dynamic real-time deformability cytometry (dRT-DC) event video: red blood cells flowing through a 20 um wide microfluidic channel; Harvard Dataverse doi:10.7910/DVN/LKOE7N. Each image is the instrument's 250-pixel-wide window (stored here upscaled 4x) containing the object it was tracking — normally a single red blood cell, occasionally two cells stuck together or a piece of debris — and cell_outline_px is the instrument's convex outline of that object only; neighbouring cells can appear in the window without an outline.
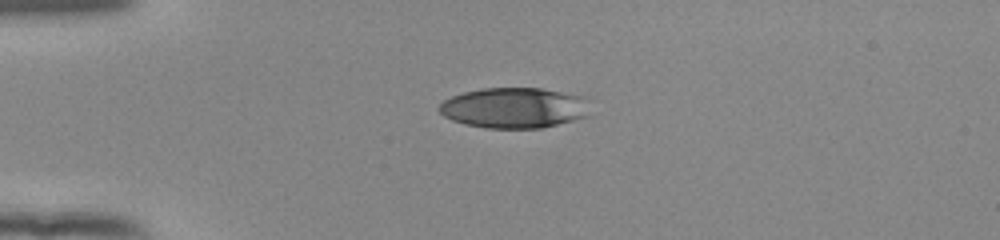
{"species": "human", "species_latin": "Homo sapiens", "temperature_condition": "room temperature", "stored_images_in_passage": 41, "camera_frame_rate_fps": 3000, "um_per_image_px": 0.085, "donor": {"sex": "female"}, "frame": {"image": 1, "passage_image": 1, "time_ms": 0.0, "image_size_px": [1000, 240], "cell_outline_px": [[588, 116], [544, 128], [484, 128], [464, 124], [452, 120], [444, 116], [436, 108], [444, 100], [452, 96], [464, 92], [480, 88], [540, 88], [588, 96]], "centroid_in_image_um": [43.72, 9.16], "position_along_channel_um": 41.3, "area_um2": 36.07}}
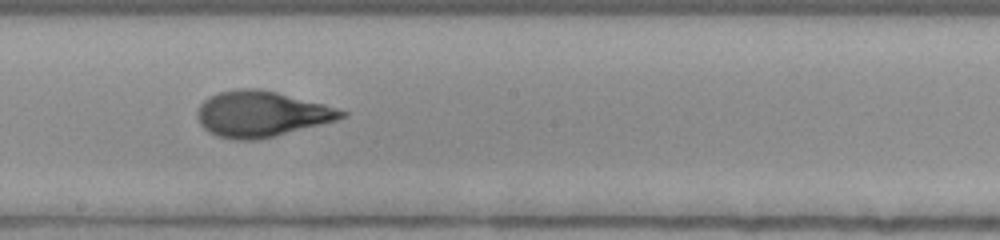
{"frame": {"image": 2, "passage_image": 18, "time_ms": 5.667, "image_size_px": [1000, 240], "cell_outline_px": [[348, 116], [336, 120], [256, 140], [236, 140], [216, 136], [208, 132], [200, 124], [196, 116], [196, 112], [200, 104], [204, 100], [220, 92], [236, 88], [260, 88], [324, 104], [348, 112]], "centroid_in_image_um": [22.18, 9.68], "position_along_channel_um": 226.0, "area_um2": 38.21}}
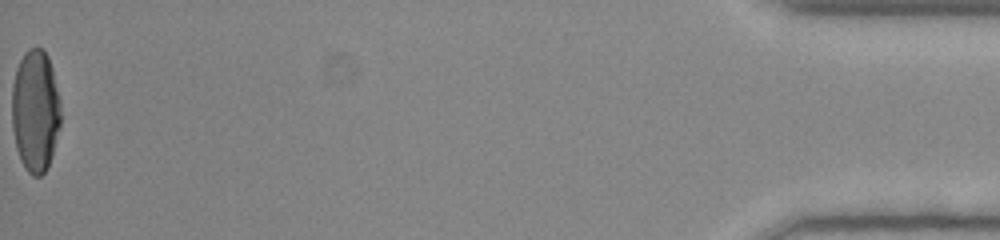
{"frame": {"image": 3, "passage_image": 41, "time_ms": 13.333, "image_size_px": [1000, 240], "cell_outline_px": [[60, 124], [52, 156], [48, 168], [40, 176], [32, 176], [24, 168], [20, 160], [16, 148], [12, 128], [12, 84], [16, 68], [24, 52], [28, 48], [44, 48], [48, 56], [52, 68], [60, 100]], "centroid_in_image_um": [2.99, 9.42], "position_along_channel_um": 432.2, "area_um2": 35.2}, "authors_computed_cell_mechanics": {"area_um2": 36.992, "velocity_mm_per_s": 3.8849, "shape_relaxation_time_tau1_ms": 4.0877, "shape_relaxation_time_tau2_ms": 0.9262, "deformation_change_tau1": 0.1974, "deformation_change_tau2": 0.0692}}